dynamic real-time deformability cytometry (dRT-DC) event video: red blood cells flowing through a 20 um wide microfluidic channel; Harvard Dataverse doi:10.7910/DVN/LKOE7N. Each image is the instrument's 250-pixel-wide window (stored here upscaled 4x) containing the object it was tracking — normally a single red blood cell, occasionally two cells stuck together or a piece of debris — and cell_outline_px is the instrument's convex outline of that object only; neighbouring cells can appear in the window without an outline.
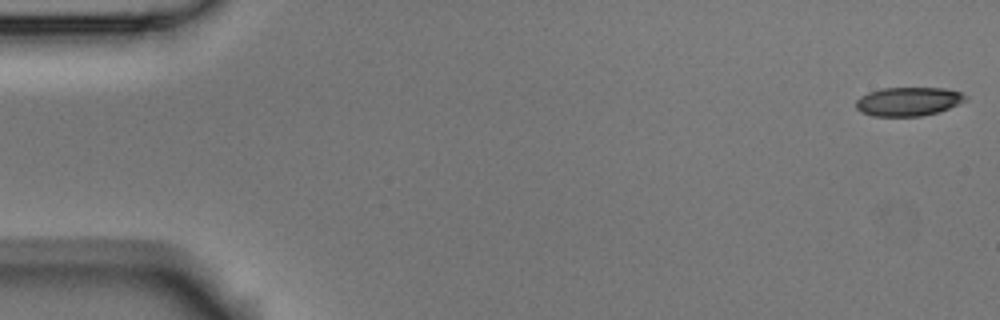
{"species": "Egyptian fruit bat (a non-hibernating species)", "species_latin": "Rousettus aegyptiacus", "temperature_condition": "room temperature", "stored_images_in_passage": 53, "camera_frame_rate_fps": 3000, "um_per_image_px": 0.085, "animal": {"sex": "male"}, "frame": {"image": 1, "passage_image": 1, "time_ms": 0.0, "image_size_px": [1000, 320], "cell_outline_px": [[968, 100], [940, 112], [920, 116], [872, 116], [860, 112], [856, 108], [856, 100], [860, 96], [868, 92], [880, 88], [944, 88], [960, 92], [968, 96]], "centroid_in_image_um": [77.21, 8.63], "position_along_channel_um": 7.8, "area_um2": 18.61}}
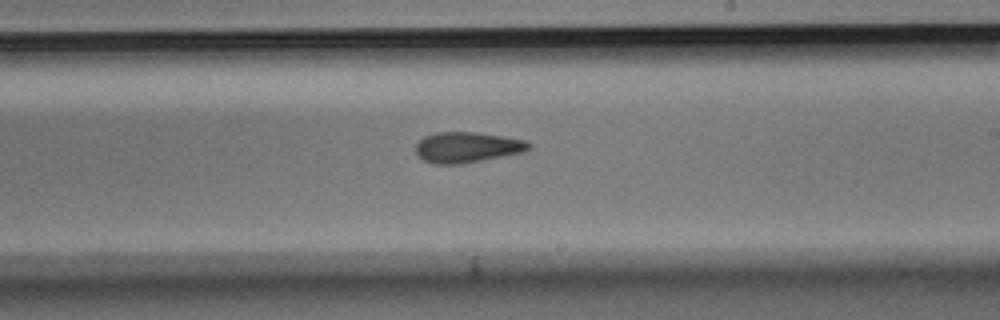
{"frame": {"image": 2, "passage_image": 31, "time_ms": 10.0, "image_size_px": [1000, 320], "cell_outline_px": [[532, 148], [524, 152], [460, 164], [432, 164], [424, 160], [416, 152], [416, 144], [424, 136], [436, 132], [476, 132], [524, 140], [532, 144]], "centroid_in_image_um": [39.71, 12.52], "position_along_channel_um": 249.3, "area_um2": 20.06}}
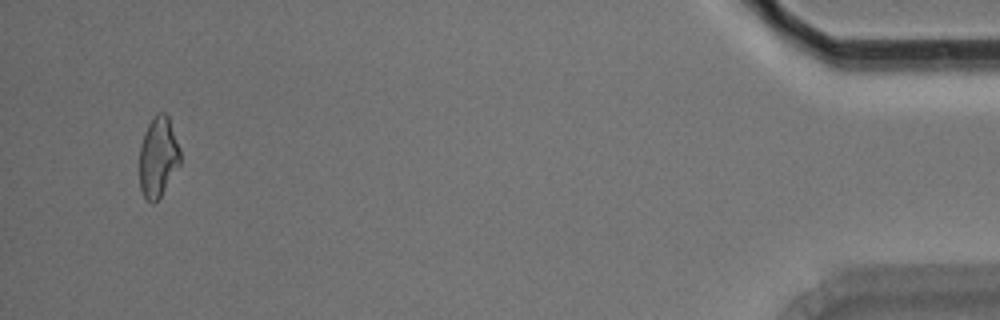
{"frame": {"image": 3, "passage_image": 51, "time_ms": 16.667, "image_size_px": [1000, 320], "cell_outline_px": [[180, 164], [160, 196], [152, 204], [144, 196], [140, 188], [140, 148], [144, 132], [148, 124], [156, 112], [164, 112], [168, 116], [180, 148]], "centroid_in_image_um": [13.44, 13.31], "position_along_channel_um": 421.8, "area_um2": 18.9}, "authors_computed_cell_mechanics": {"area_um2": 19.941, "velocity_mm_per_s": 3.7834, "shape_relaxation_time_tau1_ms": null, "shape_relaxation_time_tau2_ms": 3.723, "deformation_change_tau1": null, "deformation_change_tau2": 0.1314}}